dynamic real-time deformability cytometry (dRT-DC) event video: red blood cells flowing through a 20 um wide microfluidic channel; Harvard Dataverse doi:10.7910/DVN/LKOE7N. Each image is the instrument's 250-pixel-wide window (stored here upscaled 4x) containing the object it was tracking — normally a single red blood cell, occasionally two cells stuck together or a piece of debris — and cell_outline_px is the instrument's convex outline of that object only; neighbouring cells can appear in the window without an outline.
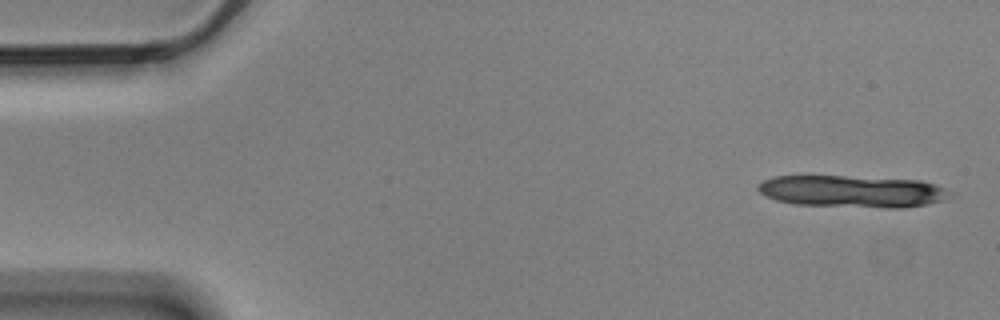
{"species": "Egyptian fruit bat (a non-hibernating species)", "species_latin": "Rousettus aegyptiacus", "temperature_condition": "cold", "stored_images_in_passage": 5, "camera_frame_rate_fps": 3000, "um_per_image_px": 0.085, "animal": {"sex": "male"}, "frame": {"image": 1, "passage_image": 1, "time_ms": 0.0, "image_size_px": [1000, 320], "cell_outline_px": [[952, 196], [928, 204], [904, 208], [884, 208], [796, 204], [776, 200], [760, 192], [756, 188], [756, 184], [772, 176], [844, 176], [920, 180], [936, 184], [952, 192]], "centroid_in_image_um": [72.45, 16.26], "position_along_channel_um": 12.5, "area_um2": 35.89}}